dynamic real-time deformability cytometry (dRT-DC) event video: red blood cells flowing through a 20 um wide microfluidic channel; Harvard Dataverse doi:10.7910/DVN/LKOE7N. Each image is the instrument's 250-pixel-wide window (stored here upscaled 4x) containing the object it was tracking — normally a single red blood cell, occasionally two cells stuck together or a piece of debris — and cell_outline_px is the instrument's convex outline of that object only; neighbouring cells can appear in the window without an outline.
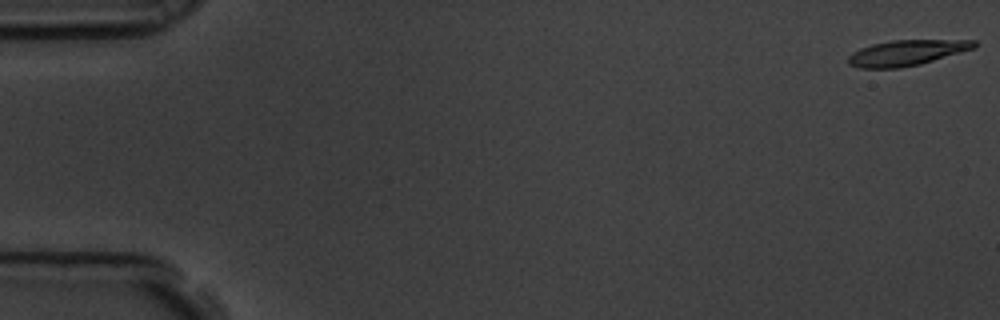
{"species": "common noctule bat (a hibernating species)", "species_latin": "Nyctalus noctula", "temperature_condition": "room temperature", "stored_images_in_passage": 16, "camera_frame_rate_fps": 3000, "um_per_image_px": 0.085, "animal": {"sex": "male", "body_mass_g": 19.5, "forearm_length_mm": 54.6}, "frame": {"image": 1, "passage_image": 1, "time_ms": 0.0, "image_size_px": [1000, 320], "cell_outline_px": [[976, 48], [920, 64], [900, 68], [860, 68], [848, 64], [848, 56], [852, 52], [860, 48], [872, 44], [892, 40], [976, 40]], "centroid_in_image_um": [77.05, 4.49], "position_along_channel_um": 7.9, "area_um2": 18.79}}
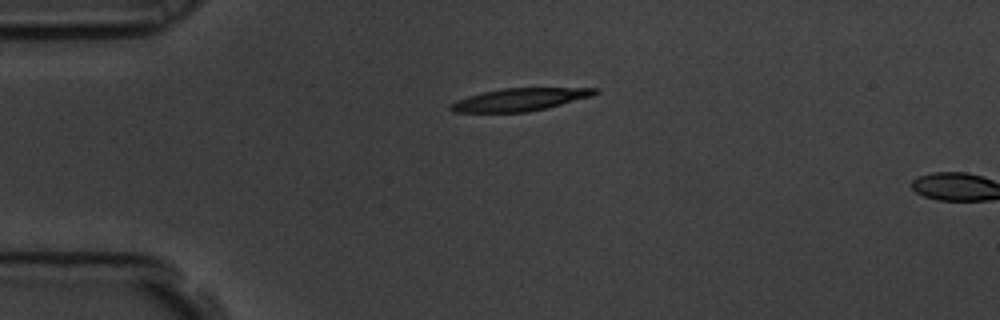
{"frame": {"image": 2, "passage_image": 14, "time_ms": 4.333, "image_size_px": [1000, 320], "cell_outline_px": [[600, 92], [592, 96], [528, 112], [452, 112], [448, 108], [448, 104], [456, 100], [468, 96], [484, 92], [504, 88], [600, 88]], "centroid_in_image_um": [44.15, 8.46], "position_along_channel_um": 40.9, "area_um2": 18.9}}